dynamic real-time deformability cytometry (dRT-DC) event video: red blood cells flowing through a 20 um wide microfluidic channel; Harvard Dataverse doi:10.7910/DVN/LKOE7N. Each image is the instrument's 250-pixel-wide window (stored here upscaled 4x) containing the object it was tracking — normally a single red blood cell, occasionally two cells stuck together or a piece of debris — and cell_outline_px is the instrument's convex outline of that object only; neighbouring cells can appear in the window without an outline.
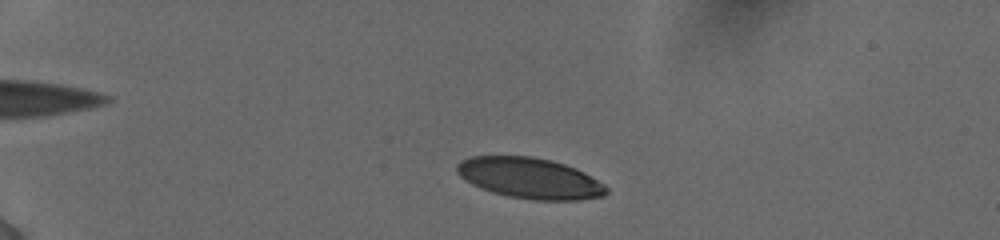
{"species": "human", "species_latin": "Homo sapiens", "temperature_condition": "cold", "stored_images_in_passage": 47, "camera_frame_rate_fps": 3000, "um_per_image_px": 0.085, "donor": {"sex": "female"}, "frame": {"image": 1, "passage_image": 6, "time_ms": 1.667, "image_size_px": [1000, 240], "cell_outline_px": [[608, 192], [604, 196], [580, 200], [536, 200], [508, 196], [492, 192], [480, 188], [472, 184], [460, 176], [456, 172], [456, 164], [460, 160], [472, 156], [532, 156], [552, 160], [576, 168], [584, 172], [604, 184], [608, 188]], "centroid_in_image_um": [45.03, 15.14], "position_along_channel_um": 40.0, "area_um2": 35.66}}
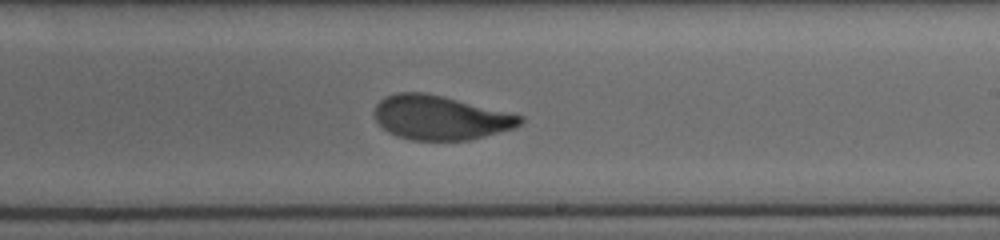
{"frame": {"image": 2, "passage_image": 28, "time_ms": 9.0, "image_size_px": [1000, 240], "cell_outline_px": [[524, 120], [516, 128], [472, 140], [412, 140], [396, 136], [388, 132], [376, 120], [376, 104], [380, 100], [396, 92], [424, 92], [524, 116]], "centroid_in_image_um": [37.45, 10.02], "position_along_channel_um": 251.5, "area_um2": 37.28}}
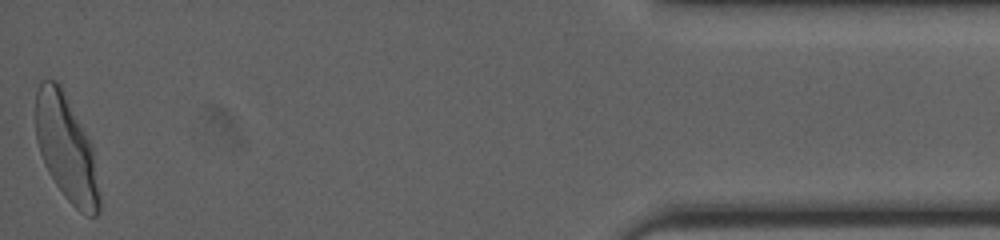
{"frame": {"image": 3, "passage_image": 47, "time_ms": 15.333, "image_size_px": [1000, 240], "cell_outline_px": [[100, 212], [96, 216], [88, 216], [80, 212], [64, 196], [48, 172], [44, 164], [36, 140], [36, 92], [40, 80], [56, 80], [60, 84], [92, 144], [100, 196]], "centroid_in_image_um": [5.64, 12.61], "position_along_channel_um": 429.6, "area_um2": 39.25}, "authors_computed_cell_mechanics": {"area_um2": 37.7434, "velocity_mm_per_s": 3.8708, "shape_relaxation_time_tau1_ms": 3.5931, "shape_relaxation_time_tau2_ms": 0.8254, "deformation_change_tau1": 0.166, "deformation_change_tau2": 0.0601}}